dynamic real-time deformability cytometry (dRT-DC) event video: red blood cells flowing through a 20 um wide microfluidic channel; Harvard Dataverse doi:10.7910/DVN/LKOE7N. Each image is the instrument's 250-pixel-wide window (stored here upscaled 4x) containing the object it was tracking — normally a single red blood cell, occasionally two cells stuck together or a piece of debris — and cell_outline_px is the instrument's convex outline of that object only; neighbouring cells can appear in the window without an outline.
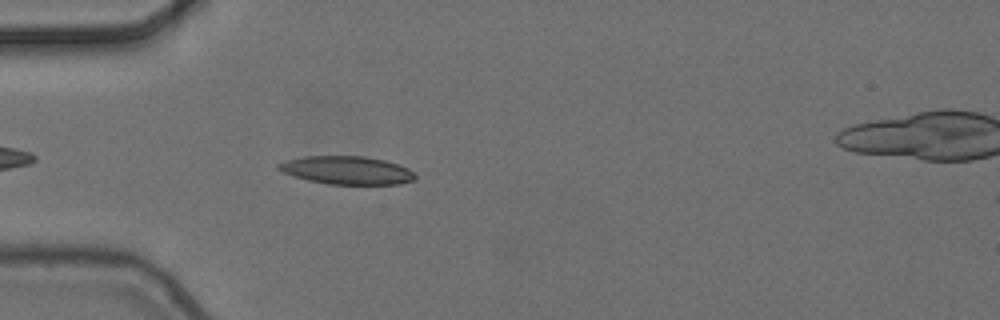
{"species": "common noctule bat (a hibernating species)", "species_latin": "Nyctalus noctula", "temperature_condition": "cold", "stored_images_in_passage": 6, "camera_frame_rate_fps": 3000, "um_per_image_px": 0.085, "animal": {"sex": "female", "body_mass_g": 24.6, "forearm_length_mm": 56.2}, "frame": {"image": 1, "passage_image": 5, "time_ms": 1.333, "image_size_px": [1000, 320], "cell_outline_px": [[416, 180], [400, 184], [328, 184], [308, 180], [284, 172], [276, 168], [276, 164], [288, 160], [304, 156], [364, 156], [384, 160], [408, 168], [416, 176]], "centroid_in_image_um": [29.5, 14.47], "position_along_channel_um": 55.5, "area_um2": 22.25}}